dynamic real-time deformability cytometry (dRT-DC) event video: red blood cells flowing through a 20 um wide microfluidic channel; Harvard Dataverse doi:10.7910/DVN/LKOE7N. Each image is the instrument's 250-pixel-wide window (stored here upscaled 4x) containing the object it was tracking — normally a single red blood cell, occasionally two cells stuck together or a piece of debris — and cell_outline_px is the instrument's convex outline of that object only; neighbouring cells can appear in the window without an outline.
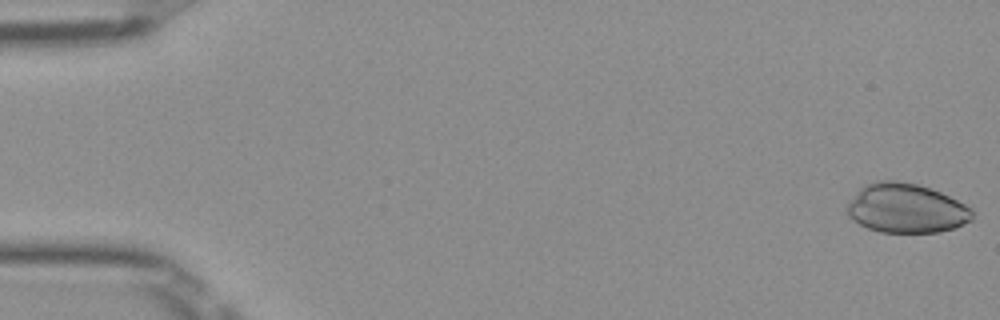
{"species": "Egyptian fruit bat (a non-hibernating species)", "species_latin": "Rousettus aegyptiacus", "temperature_condition": "room temperature", "stored_images_in_passage": 51, "camera_frame_rate_fps": 3000, "um_per_image_px": 0.085, "frame": {"image": 1, "passage_image": 1, "time_ms": 0.0, "image_size_px": [1000, 320], "cell_outline_px": [[972, 220], [956, 228], [940, 232], [880, 232], [868, 228], [852, 220], [848, 216], [848, 204], [860, 188], [864, 184], [876, 180], [896, 180], [916, 184], [940, 192], [972, 208]], "centroid_in_image_um": [77.02, 17.71], "position_along_channel_um": 8.0, "area_um2": 35.89}}
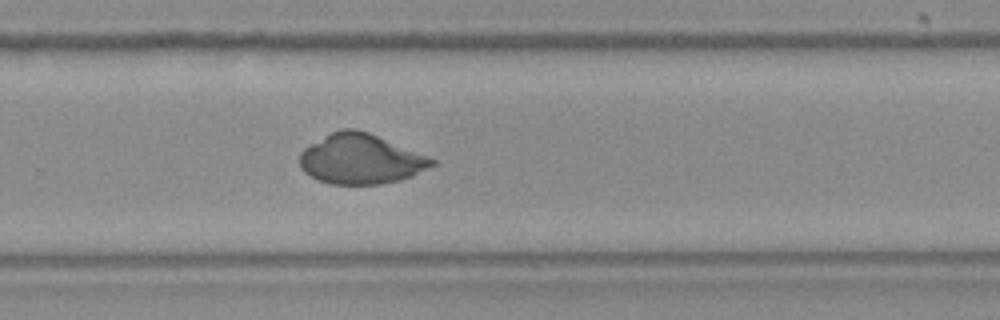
{"frame": {"image": 2, "passage_image": 34, "time_ms": 11.0, "image_size_px": [1000, 320], "cell_outline_px": [[436, 164], [412, 176], [400, 180], [380, 184], [328, 184], [304, 172], [300, 168], [300, 152], [304, 148], [324, 136], [340, 128], [356, 128], [368, 132], [428, 156], [436, 160]], "centroid_in_image_um": [30.66, 13.52], "position_along_channel_um": 299.1, "area_um2": 38.38}}
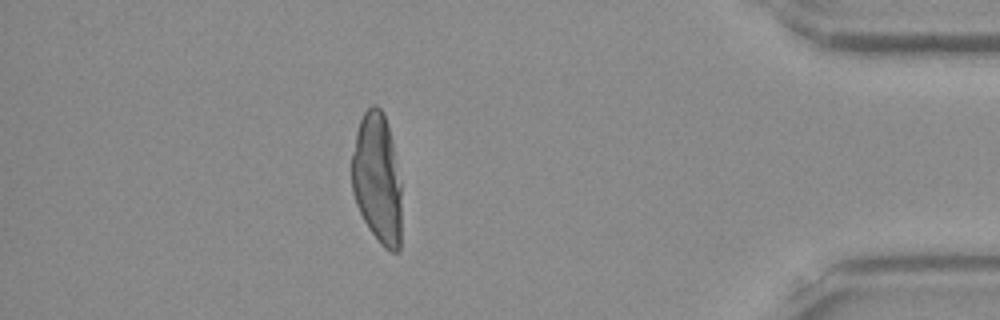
{"frame": {"image": 3, "passage_image": 45, "time_ms": 14.667, "image_size_px": [1000, 320], "cell_outline_px": [[400, 252], [392, 252], [384, 248], [380, 244], [368, 228], [356, 204], [352, 192], [352, 156], [356, 132], [360, 120], [364, 112], [372, 104], [376, 104], [384, 112], [388, 124], [400, 180]], "centroid_in_image_um": [32.05, 15.19], "position_along_channel_um": 403.1, "area_um2": 37.8}}